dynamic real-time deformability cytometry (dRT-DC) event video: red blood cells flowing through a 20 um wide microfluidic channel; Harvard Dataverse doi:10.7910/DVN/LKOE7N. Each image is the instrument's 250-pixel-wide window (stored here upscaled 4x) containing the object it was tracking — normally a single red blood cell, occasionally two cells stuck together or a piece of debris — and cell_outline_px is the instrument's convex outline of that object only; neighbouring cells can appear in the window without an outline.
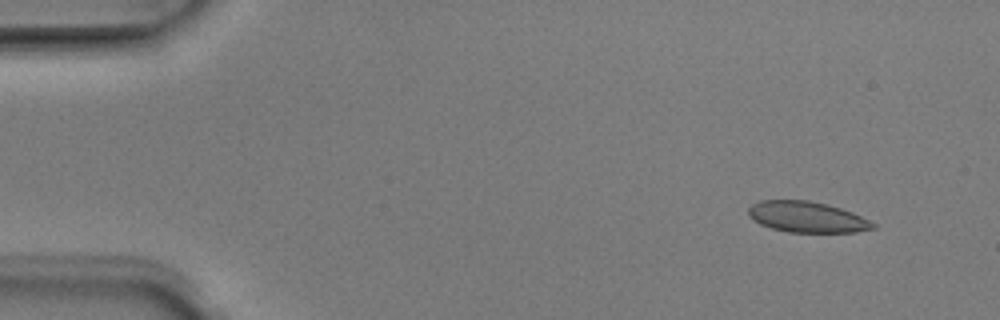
{"species": "Egyptian fruit bat (a non-hibernating species)", "species_latin": "Rousettus aegyptiacus", "temperature_condition": "room temperature", "stored_images_in_passage": 4, "camera_frame_rate_fps": 3000, "um_per_image_px": 0.085, "animal": {"sex": "male"}, "frame": {"image": 1, "passage_image": 2, "time_ms": 0.333, "image_size_px": [1000, 320], "cell_outline_px": [[876, 228], [856, 232], [788, 232], [772, 228], [760, 224], [752, 220], [748, 216], [748, 208], [752, 204], [760, 200], [808, 200], [828, 204], [852, 212], [876, 224]], "centroid_in_image_um": [68.57, 18.44], "position_along_channel_um": 16.4, "area_um2": 22.48}}
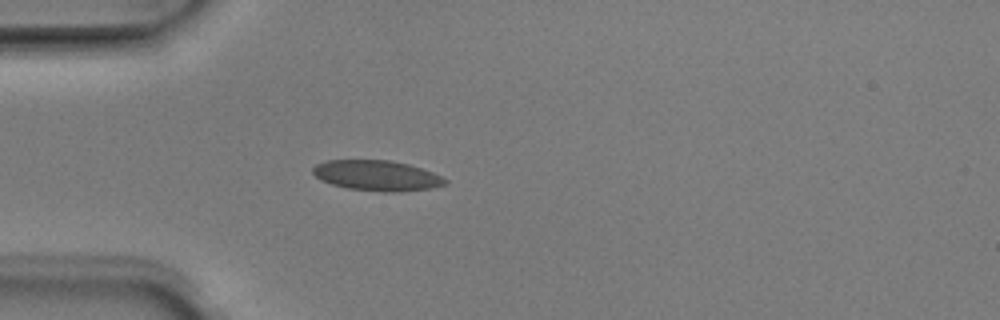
{"frame": {"image": 2, "passage_image": 4, "time_ms": 1.0, "image_size_px": [1000, 320], "cell_outline_px": [[448, 180], [444, 184], [428, 188], [396, 192], [384, 192], [348, 188], [332, 184], [320, 180], [312, 172], [312, 168], [316, 164], [328, 160], [392, 160], [408, 164], [432, 172]], "centroid_in_image_um": [31.99, 14.91], "position_along_channel_um": 53.0, "area_um2": 23.18}}